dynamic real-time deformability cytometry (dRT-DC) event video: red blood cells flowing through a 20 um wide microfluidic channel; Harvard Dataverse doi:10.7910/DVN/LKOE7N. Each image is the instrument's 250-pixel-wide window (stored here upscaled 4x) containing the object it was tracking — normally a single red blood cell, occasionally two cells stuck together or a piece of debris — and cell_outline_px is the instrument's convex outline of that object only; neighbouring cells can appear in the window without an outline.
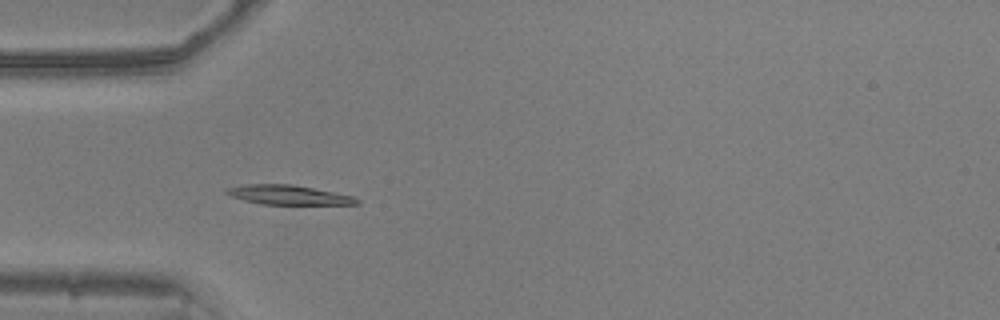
{"species": "common noctule bat (a hibernating species)", "species_latin": "Nyctalus noctula", "temperature_condition": "warm", "stored_images_in_passage": 51, "camera_frame_rate_fps": 3000, "um_per_image_px": 0.085, "animal": {"sex": "male", "body_mass_g": 20.5, "forearm_length_mm": 52.5}, "frame": {"image": 1, "passage_image": 15, "time_ms": 4.667, "image_size_px": [1000, 320], "cell_outline_px": [[360, 204], [260, 204], [244, 200], [232, 196], [224, 192], [228, 188], [244, 184], [292, 184], [352, 196], [360, 200]], "centroid_in_image_um": [24.49, 16.56], "position_along_channel_um": 60.5, "area_um2": 14.51}}
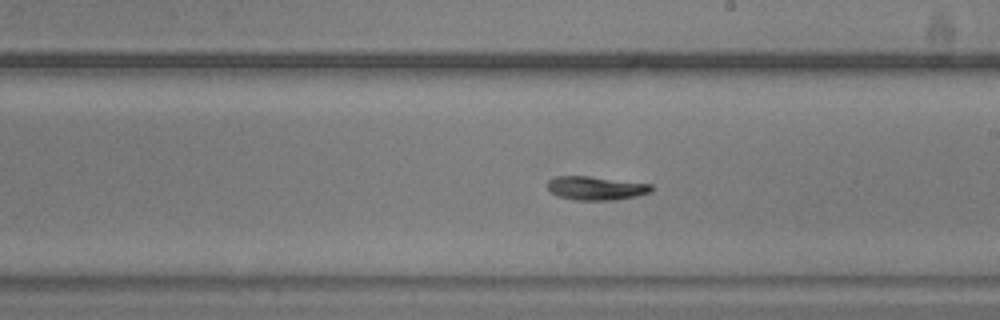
{"frame": {"image": 2, "passage_image": 29, "time_ms": 9.333, "image_size_px": [1000, 320], "cell_outline_px": [[652, 192], [636, 196], [616, 200], [576, 200], [556, 196], [548, 192], [548, 180], [556, 176], [588, 176], [652, 184]], "centroid_in_image_um": [50.63, 16.0], "position_along_channel_um": 238.4, "area_um2": 14.45}}
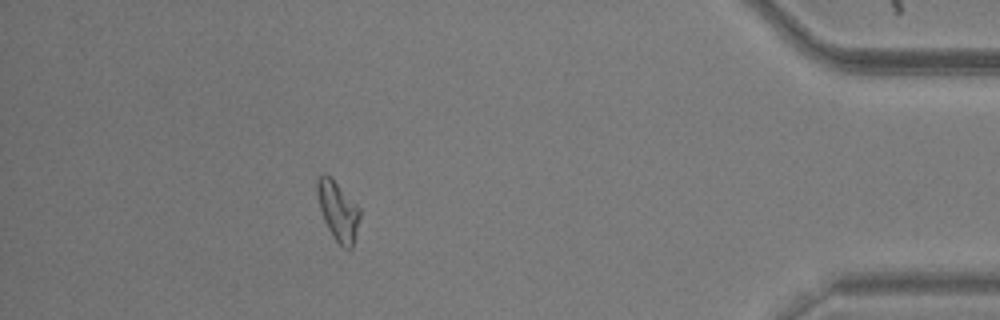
{"frame": {"image": 3, "passage_image": 46, "time_ms": 15.0, "image_size_px": [1000, 320], "cell_outline_px": [[360, 216], [352, 248], [348, 252], [332, 236], [324, 220], [320, 208], [316, 192], [316, 180], [324, 172], [360, 208]], "centroid_in_image_um": [28.72, 17.97], "position_along_channel_um": 406.5, "area_um2": 14.39}, "authors_computed_cell_mechanics": {"area_um2": 14.6812, "velocity_mm_per_s": 3.8424, "shape_relaxation_time_tau1_ms": 3.7771, "shape_relaxation_time_tau2_ms": 8.3904, "deformation_change_tau1": 0.1598, "deformation_change_tau2": 0.1365}}